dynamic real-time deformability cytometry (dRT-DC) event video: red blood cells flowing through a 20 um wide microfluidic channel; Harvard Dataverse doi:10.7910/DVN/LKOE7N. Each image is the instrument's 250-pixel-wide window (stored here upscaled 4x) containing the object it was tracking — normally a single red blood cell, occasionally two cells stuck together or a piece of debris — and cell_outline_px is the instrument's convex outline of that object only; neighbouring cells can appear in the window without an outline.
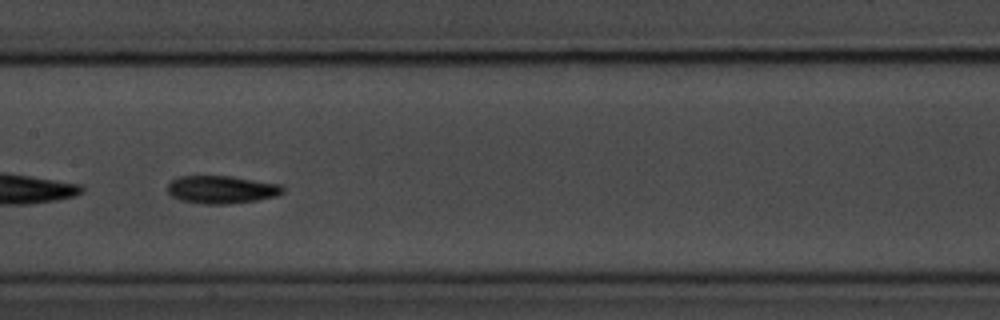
{"species": "common noctule bat (a hibernating species)", "species_latin": "Nyctalus noctula", "temperature_condition": "room temperature", "stored_images_in_passage": 14, "camera_frame_rate_fps": 3000, "um_per_image_px": 0.085, "animal": {"sex": "male", "body_mass_g": 20.1, "forearm_length_mm": 53.5}, "frame": {"image": 1, "passage_image": 7, "time_ms": 8.0, "image_size_px": [1000, 320], "cell_outline_px": [[284, 192], [276, 196], [256, 200], [228, 204], [204, 204], [180, 200], [172, 196], [168, 192], [168, 184], [176, 176], [232, 176], [280, 184], [284, 188]], "centroid_in_image_um": [18.83, 16.11], "position_along_channel_um": 188.6, "area_um2": 18.73}}
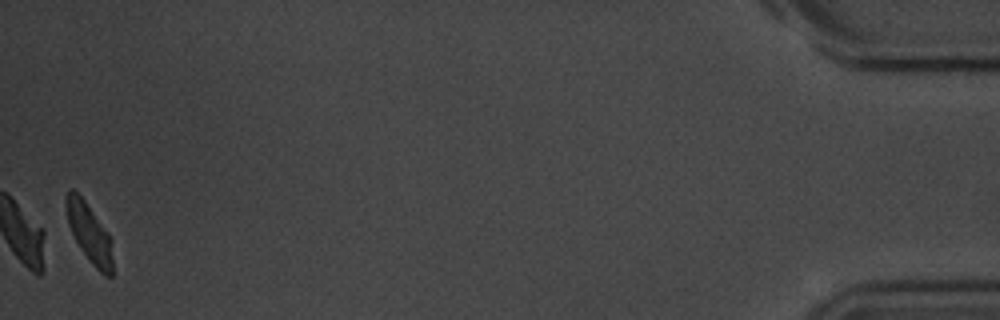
{"frame": {"image": 2, "passage_image": 14, "time_ms": 17.0, "image_size_px": [1000, 320], "cell_outline_px": [[112, 276], [104, 276], [92, 264], [80, 248], [68, 224], [64, 204], [68, 192], [72, 188], [84, 200], [108, 232], [112, 240]], "centroid_in_image_um": [7.6, 19.81], "position_along_channel_um": 427.6, "area_um2": 15.9}, "authors_computed_cell_mechanics": {"area_um2": 17.7735, "velocity_mm_per_s": 3.6807, "shape_relaxation_time_tau1_ms": 3.232, "shape_relaxation_time_tau2_ms": 4.2614, "deformation_change_tau1": 0.1232, "deformation_change_tau2": 0.0905}}